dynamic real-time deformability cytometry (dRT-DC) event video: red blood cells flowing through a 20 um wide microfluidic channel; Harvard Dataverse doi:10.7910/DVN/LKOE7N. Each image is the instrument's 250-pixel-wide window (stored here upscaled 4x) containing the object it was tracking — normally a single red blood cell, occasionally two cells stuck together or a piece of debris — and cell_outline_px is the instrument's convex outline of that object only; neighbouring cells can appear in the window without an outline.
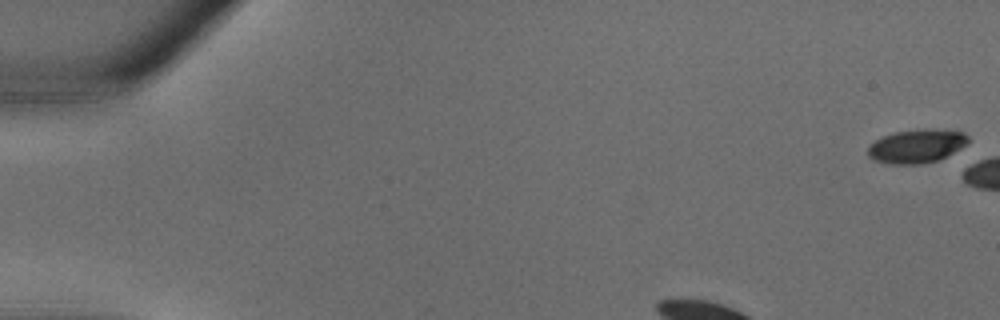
{"species": "common noctule bat (a hibernating species)", "species_latin": "Nyctalus noctula", "temperature_condition": "warm", "stored_images_in_passage": 32, "camera_frame_rate_fps": 3000, "um_per_image_px": 0.085, "animal": {"sex": "male", "body_mass_g": 18.8}, "frame": {"image": 1, "passage_image": 1, "time_ms": 0.0, "image_size_px": [1000, 320], "cell_outline_px": [[968, 140], [960, 148], [940, 160], [920, 164], [888, 164], [872, 160], [868, 156], [868, 144], [884, 136], [896, 132], [924, 128], [932, 128], [964, 132], [968, 136]], "centroid_in_image_um": [77.88, 12.42], "position_along_channel_um": 7.1, "area_um2": 19.77}}
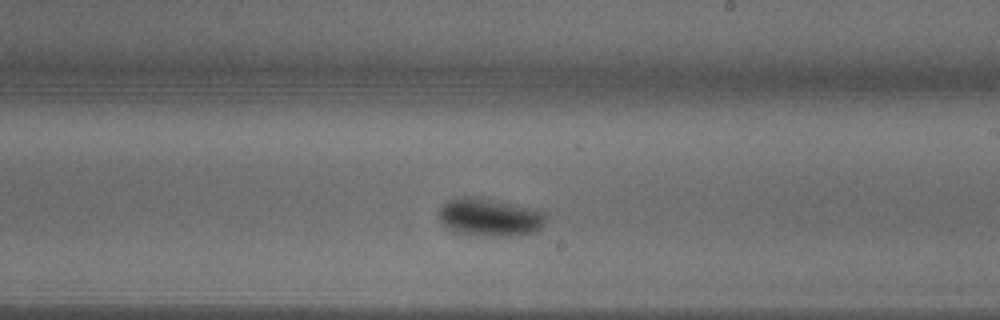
{"frame": {"image": 2, "passage_image": 17, "time_ms": 5.333, "image_size_px": [1000, 320], "cell_outline_px": [[544, 224], [540, 228], [532, 232], [516, 236], [488, 236], [456, 232], [444, 228], [436, 216], [440, 208], [448, 200], [456, 196], [480, 196], [532, 208], [544, 212]], "centroid_in_image_um": [41.54, 18.45], "position_along_channel_um": 247.5, "area_um2": 24.04}}
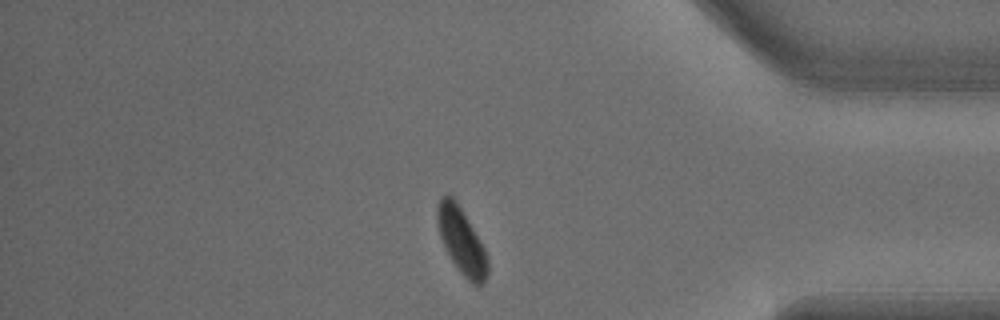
{"frame": {"image": 3, "passage_image": 26, "time_ms": 8.333, "image_size_px": [1000, 320], "cell_outline_px": [[488, 272], [484, 280], [476, 288], [460, 272], [444, 248], [440, 236], [436, 220], [436, 208], [440, 196], [452, 196], [456, 200], [480, 240], [484, 248], [488, 260]], "centroid_in_image_um": [39.21, 20.48], "position_along_channel_um": 396.0, "area_um2": 19.31}}